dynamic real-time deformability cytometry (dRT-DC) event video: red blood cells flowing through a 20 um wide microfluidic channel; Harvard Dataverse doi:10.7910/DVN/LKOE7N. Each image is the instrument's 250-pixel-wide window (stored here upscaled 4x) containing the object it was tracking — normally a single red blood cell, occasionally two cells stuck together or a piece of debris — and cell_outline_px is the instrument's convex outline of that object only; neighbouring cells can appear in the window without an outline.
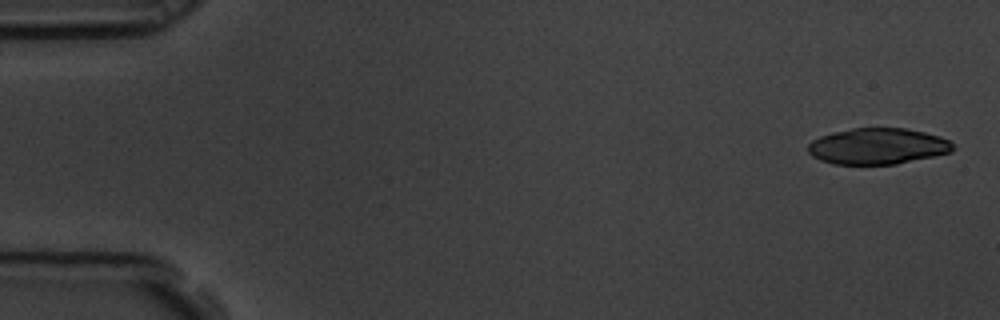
{"species": "common noctule bat (a hibernating species)", "species_latin": "Nyctalus noctula", "temperature_condition": "room temperature", "stored_images_in_passage": 7, "camera_frame_rate_fps": 3000, "um_per_image_px": 0.085, "animal": {"sex": "male", "body_mass_g": 19.5, "forearm_length_mm": 54.6}, "frame": {"image": 1, "passage_image": 1, "time_ms": 0.0, "image_size_px": [1000, 320], "cell_outline_px": [[956, 148], [952, 152], [936, 156], [896, 164], [832, 164], [820, 160], [812, 156], [808, 152], [808, 144], [812, 140], [820, 136], [852, 128], [904, 128], [924, 132], [940, 136], [948, 140]], "centroid_in_image_um": [74.62, 12.43], "position_along_channel_um": 10.4, "area_um2": 30.58}}